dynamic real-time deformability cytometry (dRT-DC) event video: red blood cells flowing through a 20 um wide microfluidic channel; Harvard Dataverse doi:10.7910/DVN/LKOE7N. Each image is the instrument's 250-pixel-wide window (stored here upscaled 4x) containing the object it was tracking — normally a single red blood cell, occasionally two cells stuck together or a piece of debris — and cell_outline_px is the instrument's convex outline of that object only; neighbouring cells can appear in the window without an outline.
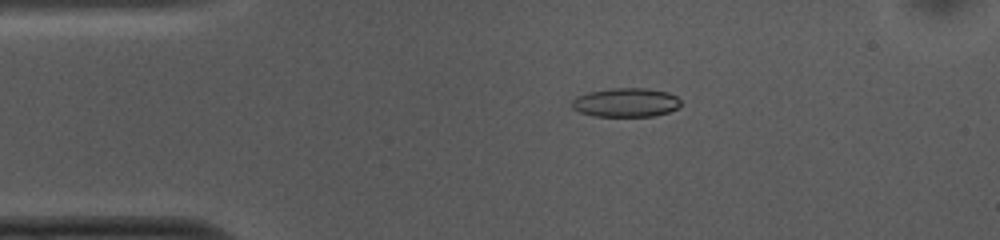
{"species": "common noctule bat (a hibernating species)", "species_latin": "Nyctalus noctula", "temperature_condition": "cold", "stored_images_in_passage": 53, "camera_frame_rate_fps": 3000, "um_per_image_px": 0.085, "animal": {"sex": "female", "body_mass_g": 10.0, "forearm_length_mm": 53.1}, "frame": {"image": 1, "passage_image": 10, "time_ms": 3.0, "image_size_px": [1000, 240], "cell_outline_px": [[680, 104], [676, 108], [668, 112], [656, 116], [592, 116], [580, 112], [572, 108], [572, 100], [576, 96], [588, 92], [612, 88], [648, 88], [668, 92], [676, 96], [680, 100]], "centroid_in_image_um": [53.18, 8.71], "position_along_channel_um": 31.8, "area_um2": 18.44}}
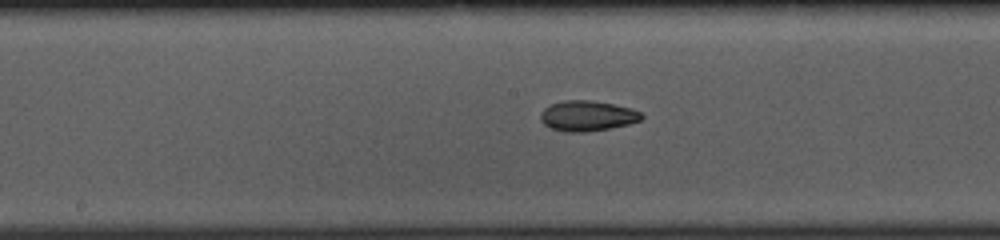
{"frame": {"image": 2, "passage_image": 26, "time_ms": 8.333, "image_size_px": [1000, 240], "cell_outline_px": [[644, 116], [640, 120], [628, 124], [608, 128], [584, 132], [564, 132], [552, 128], [544, 124], [540, 120], [540, 112], [544, 108], [552, 104], [564, 100], [592, 100], [632, 108], [640, 112]], "centroid_in_image_um": [49.9, 9.84], "position_along_channel_um": 198.3, "area_um2": 17.8}}
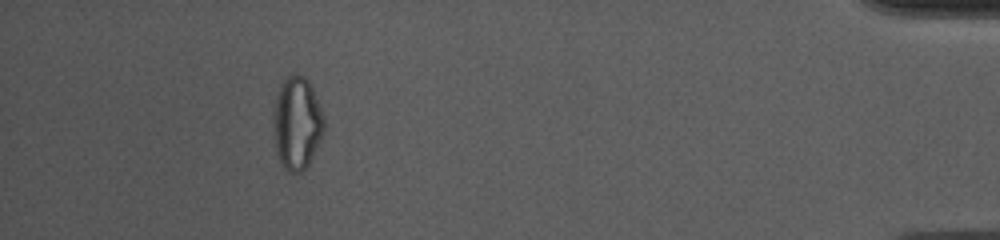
{"frame": {"image": 3, "passage_image": 48, "time_ms": 15.667, "image_size_px": [1000, 240], "cell_outline_px": [[324, 132], [308, 164], [300, 172], [288, 172], [284, 168], [280, 160], [276, 148], [272, 116], [272, 112], [276, 96], [284, 80], [288, 76], [304, 76], [308, 80], [312, 88], [324, 116]], "centroid_in_image_um": [25.23, 10.47], "position_along_channel_um": 410.0, "area_um2": 26.99}, "authors_computed_cell_mechanics": {"area_um2": 18.3226, "velocity_mm_per_s": 3.7453, "shape_relaxation_time_tau1_ms": null, "shape_relaxation_time_tau2_ms": 4.9729, "deformation_change_tau1": null, "deformation_change_tau2": 0.128}}